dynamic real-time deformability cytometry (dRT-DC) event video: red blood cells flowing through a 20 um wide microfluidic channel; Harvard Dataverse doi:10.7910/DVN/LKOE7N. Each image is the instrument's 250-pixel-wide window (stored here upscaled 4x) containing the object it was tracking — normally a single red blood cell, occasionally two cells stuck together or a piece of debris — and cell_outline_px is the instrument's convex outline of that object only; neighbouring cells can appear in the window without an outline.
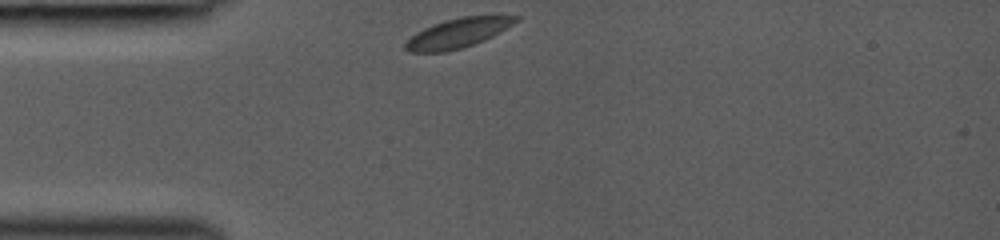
{"species": "common noctule bat (a hibernating species)", "species_latin": "Nyctalus noctula", "temperature_condition": "room temperature", "stored_images_in_passage": 28, "camera_frame_rate_fps": 3000, "um_per_image_px": 0.085, "animal": {"sex": "female", "body_mass_g": 19.0, "forearm_length_mm": 53.3}, "frame": {"image": 1, "passage_image": 1, "time_ms": 0.0, "image_size_px": [1000, 240], "cell_outline_px": [[520, 20], [500, 32], [484, 40], [460, 48], [444, 52], [408, 52], [404, 48], [404, 44], [416, 32], [432, 24], [444, 20], [464, 16], [520, 16]], "centroid_in_image_um": [38.9, 2.81], "position_along_channel_um": 46.1, "area_um2": 18.79}}
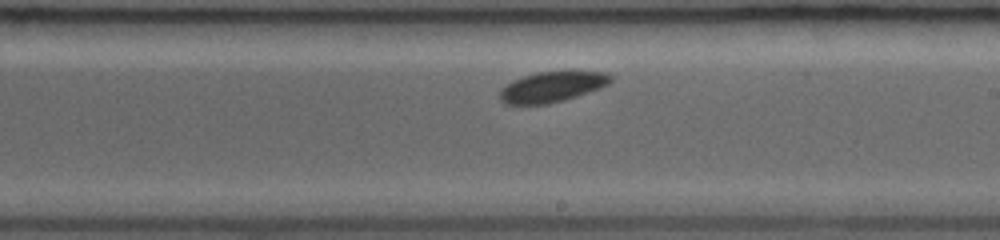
{"frame": {"image": 2, "passage_image": 16, "time_ms": 5.0, "image_size_px": [1000, 240], "cell_outline_px": [[612, 80], [608, 84], [600, 88], [564, 100], [548, 104], [504, 104], [500, 100], [500, 92], [512, 80], [536, 72], [604, 72], [612, 76]], "centroid_in_image_um": [46.91, 7.39], "position_along_channel_um": 242.1, "area_um2": 19.31}}
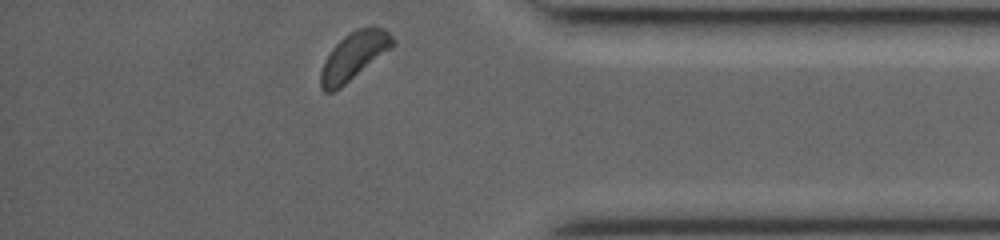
{"frame": {"image": 3, "passage_image": 28, "time_ms": 9.0, "image_size_px": [1000, 240], "cell_outline_px": [[396, 44], [392, 48], [340, 88], [332, 92], [324, 92], [320, 88], [320, 72], [332, 48], [344, 36], [356, 28], [372, 24], [384, 28], [396, 40]], "centroid_in_image_um": [30.12, 4.72], "position_along_channel_um": 405.1, "area_um2": 20.17}}